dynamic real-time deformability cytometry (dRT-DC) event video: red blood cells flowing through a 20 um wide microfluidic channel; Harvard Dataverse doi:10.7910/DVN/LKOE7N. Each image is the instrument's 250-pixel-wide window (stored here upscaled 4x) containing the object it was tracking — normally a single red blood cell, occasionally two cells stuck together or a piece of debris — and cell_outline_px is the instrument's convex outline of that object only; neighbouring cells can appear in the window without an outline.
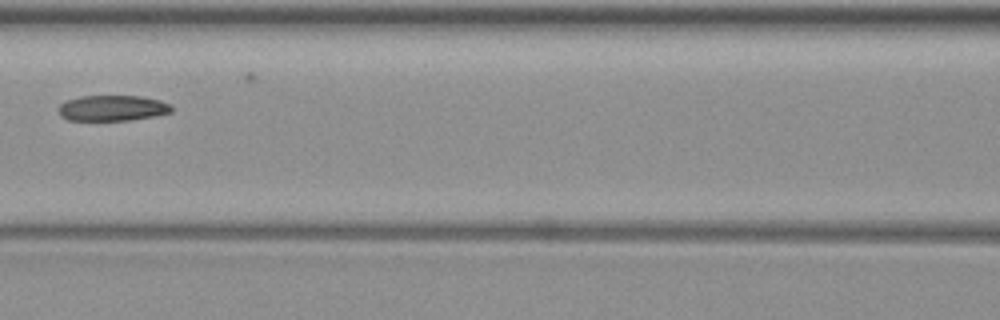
{"species": "common noctule bat (a hibernating species)", "species_latin": "Nyctalus noctula", "temperature_condition": "warm", "stored_images_in_passage": 8, "camera_frame_rate_fps": 3000, "um_per_image_px": 0.085, "animal": {"sex": "female", "body_mass_g": 19.3, "forearm_length_mm": 54.1}, "frame": {"image": 1, "passage_image": 7, "time_ms": 7.0, "image_size_px": [1000, 320], "cell_outline_px": [[172, 112], [152, 116], [128, 120], [68, 120], [60, 116], [60, 104], [64, 100], [80, 96], [144, 96], [160, 100], [168, 104], [172, 108]], "centroid_in_image_um": [9.53, 9.17], "position_along_channel_um": 157.1, "area_um2": 16.82}}